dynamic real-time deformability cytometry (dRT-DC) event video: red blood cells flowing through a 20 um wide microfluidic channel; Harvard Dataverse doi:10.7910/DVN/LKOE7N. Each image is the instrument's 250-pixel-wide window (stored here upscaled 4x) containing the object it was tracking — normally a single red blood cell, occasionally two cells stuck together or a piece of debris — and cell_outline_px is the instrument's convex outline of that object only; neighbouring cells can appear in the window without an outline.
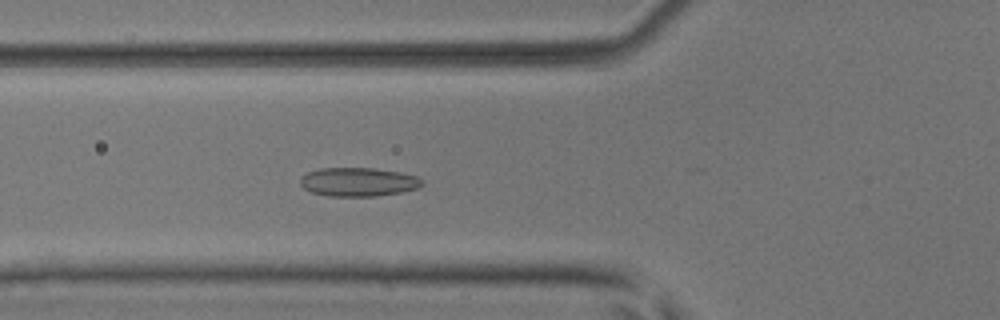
{"species": "common noctule bat (a hibernating species)", "species_latin": "Nyctalus noctula", "temperature_condition": "room temperature", "stored_images_in_passage": 24, "camera_frame_rate_fps": 3000, "um_per_image_px": 0.085, "animal": {"sex": "male", "body_mass_g": 17.9, "forearm_length_mm": 54.2}, "frame": {"image": 1, "passage_image": 8, "time_ms": 2.333, "image_size_px": [1000, 320], "cell_outline_px": [[424, 184], [416, 188], [400, 192], [376, 196], [328, 196], [312, 192], [304, 188], [300, 184], [300, 176], [308, 172], [320, 168], [376, 168], [400, 172], [416, 176], [424, 180]], "centroid_in_image_um": [30.45, 15.46], "position_along_channel_um": 95.4, "area_um2": 20.46}}
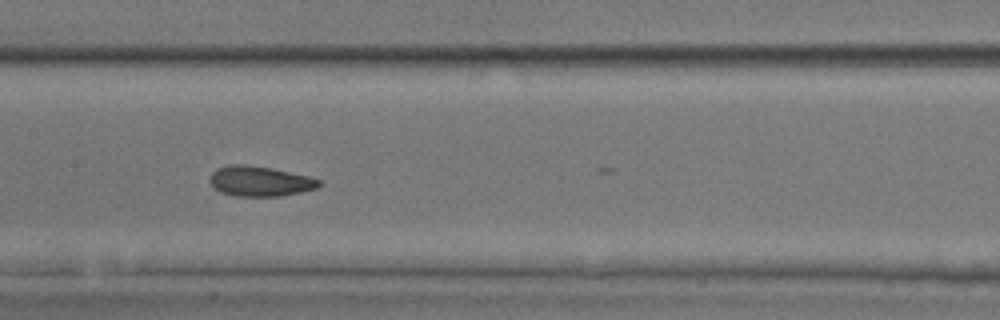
{"frame": {"image": 2, "passage_image": 15, "time_ms": 4.667, "image_size_px": [1000, 320], "cell_outline_px": [[324, 184], [316, 188], [300, 192], [280, 196], [236, 196], [220, 192], [208, 180], [212, 172], [216, 168], [228, 164], [244, 164], [272, 168], [308, 176], [320, 180]], "centroid_in_image_um": [22.08, 15.39], "position_along_channel_um": 185.3, "area_um2": 19.25}}
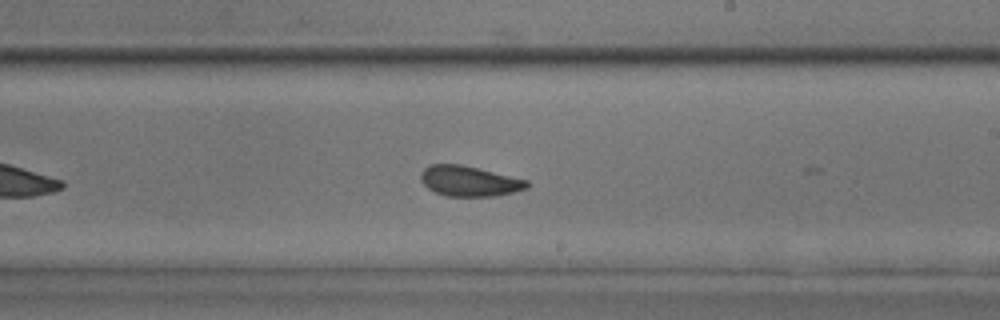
{"frame": {"image": 3, "passage_image": 20, "time_ms": 6.333, "image_size_px": [1000, 320], "cell_outline_px": [[528, 188], [496, 196], [448, 196], [436, 192], [428, 188], [420, 180], [420, 172], [428, 164], [460, 164], [528, 180]], "centroid_in_image_um": [39.85, 15.39], "position_along_channel_um": 249.1, "area_um2": 18.67}}